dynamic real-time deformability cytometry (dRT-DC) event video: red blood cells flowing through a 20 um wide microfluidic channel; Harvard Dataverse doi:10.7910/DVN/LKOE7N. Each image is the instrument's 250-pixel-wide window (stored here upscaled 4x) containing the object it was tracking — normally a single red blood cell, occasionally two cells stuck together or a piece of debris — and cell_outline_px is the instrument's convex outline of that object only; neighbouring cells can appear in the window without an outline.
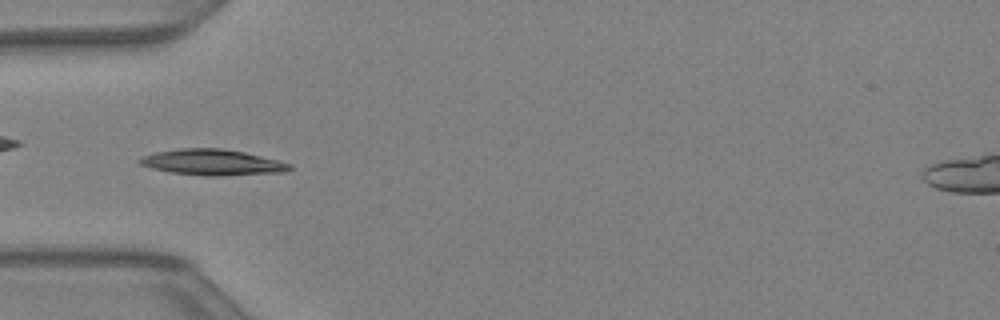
{"species": "Egyptian fruit bat (a non-hibernating species)", "species_latin": "Rousettus aegyptiacus", "temperature_condition": "warm", "stored_images_in_passage": 32, "camera_frame_rate_fps": 3000, "um_per_image_px": 0.085, "animal": {"sex": "female"}, "frame": {"image": 1, "passage_image": 3, "time_ms": 0.667, "image_size_px": [1000, 320], "cell_outline_px": [[292, 168], [284, 172], [220, 176], [208, 176], [172, 172], [152, 168], [140, 164], [136, 160], [144, 156], [156, 152], [180, 148], [224, 148], [244, 152], [292, 164]], "centroid_in_image_um": [18.05, 13.79], "position_along_channel_um": 66.9, "area_um2": 22.43}}
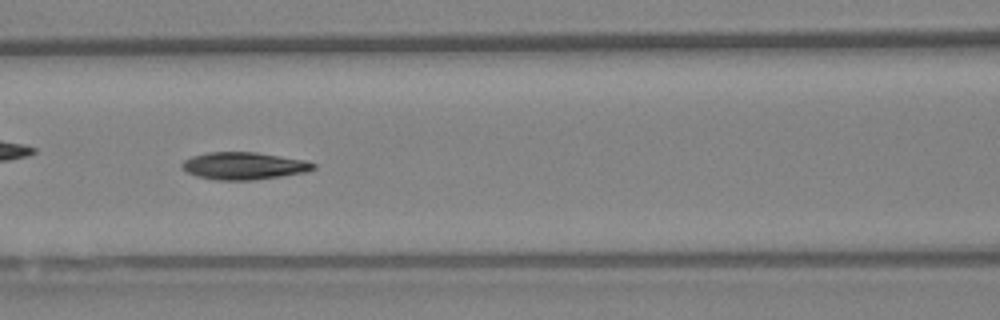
{"frame": {"image": 2, "passage_image": 8, "time_ms": 2.333, "image_size_px": [1000, 320], "cell_outline_px": [[316, 168], [308, 172], [252, 180], [216, 180], [196, 176], [180, 168], [180, 164], [184, 160], [192, 156], [208, 152], [256, 152], [304, 160], [316, 164]], "centroid_in_image_um": [20.71, 14.1], "position_along_channel_um": 145.9, "area_um2": 20.98}}
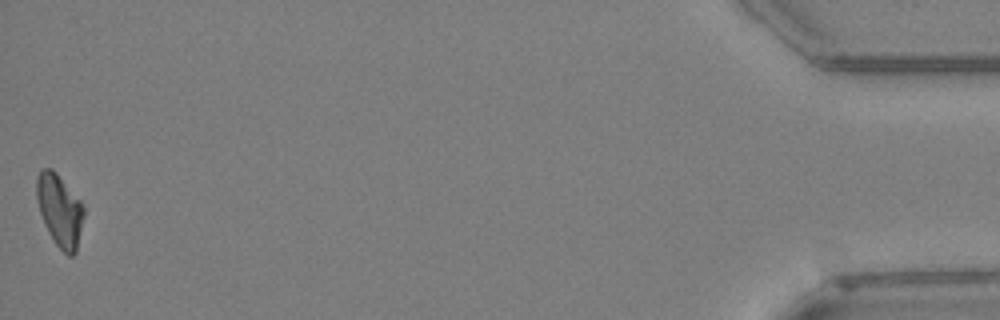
{"frame": {"image": 3, "passage_image": 32, "time_ms": 10.333, "image_size_px": [1000, 320], "cell_outline_px": [[84, 216], [76, 252], [72, 256], [68, 256], [56, 244], [48, 232], [44, 224], [36, 200], [36, 176], [44, 168], [52, 168], [56, 172], [84, 204]], "centroid_in_image_um": [5.07, 17.87], "position_along_channel_um": 430.1, "area_um2": 19.94}}